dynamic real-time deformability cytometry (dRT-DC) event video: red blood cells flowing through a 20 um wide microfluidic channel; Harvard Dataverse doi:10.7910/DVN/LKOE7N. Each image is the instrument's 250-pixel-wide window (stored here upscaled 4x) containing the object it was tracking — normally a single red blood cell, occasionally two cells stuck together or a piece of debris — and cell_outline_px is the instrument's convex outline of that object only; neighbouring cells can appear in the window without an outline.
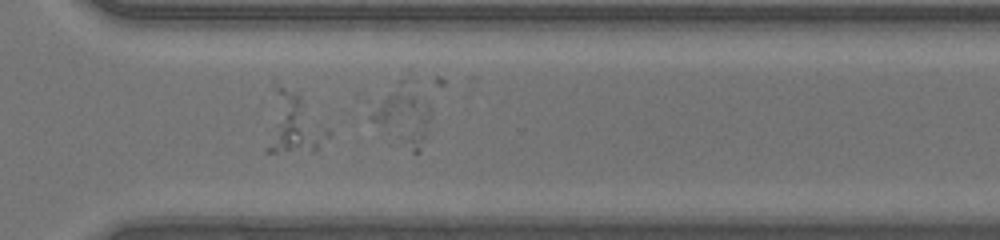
{"species": "human", "species_latin": "Homo sapiens", "temperature_condition": "warm", "stored_images_in_passage": 34, "camera_frame_rate_fps": 3000, "um_per_image_px": 0.085, "donor": {"sex": "male"}, "frame": {"image": 1, "passage_image": 30, "time_ms": 9.667, "image_size_px": [1000, 240], "cell_outline_px": [[328, 136], [316, 152], [264, 152], [264, 148], [276, 88], [284, 88], [296, 92], [300, 96], [328, 128]], "centroid_in_image_um": [24.96, 10.65], "position_along_channel_um": 345.6, "area_um2": 21.1}}